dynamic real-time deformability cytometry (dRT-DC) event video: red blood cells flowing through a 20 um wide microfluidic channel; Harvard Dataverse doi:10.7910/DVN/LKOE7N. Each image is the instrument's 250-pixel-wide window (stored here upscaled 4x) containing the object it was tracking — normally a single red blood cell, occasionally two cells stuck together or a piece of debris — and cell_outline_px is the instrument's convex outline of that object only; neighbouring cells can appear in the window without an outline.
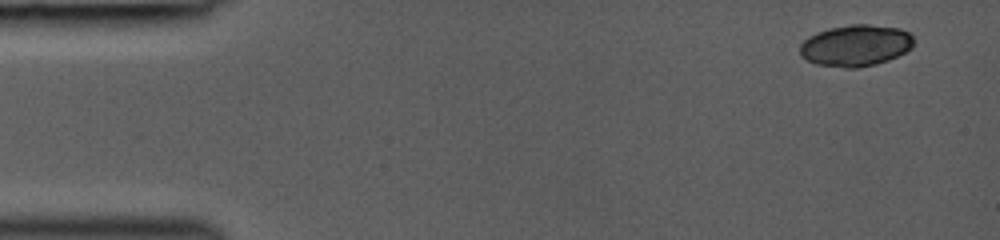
{"species": "common noctule bat (a hibernating species)", "species_latin": "Nyctalus noctula", "temperature_condition": "room temperature", "stored_images_in_passage": 5, "camera_frame_rate_fps": 3000, "um_per_image_px": 0.085, "animal": {"sex": "female", "body_mass_g": 19.0, "forearm_length_mm": 53.3}, "frame": {"image": 1, "passage_image": 1, "time_ms": 0.0, "image_size_px": [1000, 240], "cell_outline_px": [[912, 48], [888, 60], [876, 64], [856, 68], [844, 68], [816, 64], [800, 56], [800, 44], [808, 36], [816, 32], [828, 28], [852, 24], [868, 24], [900, 28], [908, 32], [912, 36]], "centroid_in_image_um": [72.7, 3.86], "position_along_channel_um": 12.3, "area_um2": 27.57}}
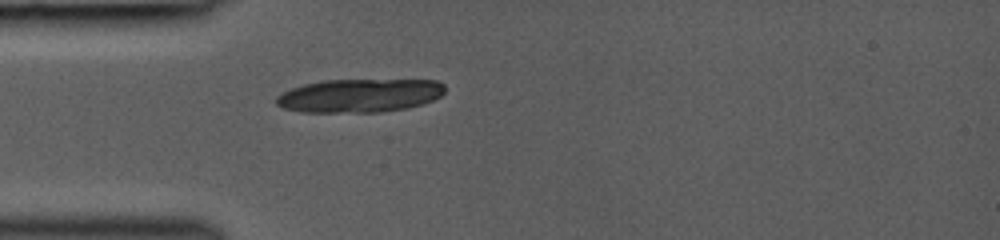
{"frame": {"image": 2, "passage_image": 5, "time_ms": 3.667, "image_size_px": [1000, 240], "cell_outline_px": [[444, 92], [440, 96], [432, 100], [408, 108], [380, 112], [300, 112], [284, 108], [276, 104], [276, 96], [292, 88], [304, 84], [324, 80], [436, 80], [444, 84]], "centroid_in_image_um": [30.55, 8.12], "position_along_channel_um": 54.4, "area_um2": 32.83}}